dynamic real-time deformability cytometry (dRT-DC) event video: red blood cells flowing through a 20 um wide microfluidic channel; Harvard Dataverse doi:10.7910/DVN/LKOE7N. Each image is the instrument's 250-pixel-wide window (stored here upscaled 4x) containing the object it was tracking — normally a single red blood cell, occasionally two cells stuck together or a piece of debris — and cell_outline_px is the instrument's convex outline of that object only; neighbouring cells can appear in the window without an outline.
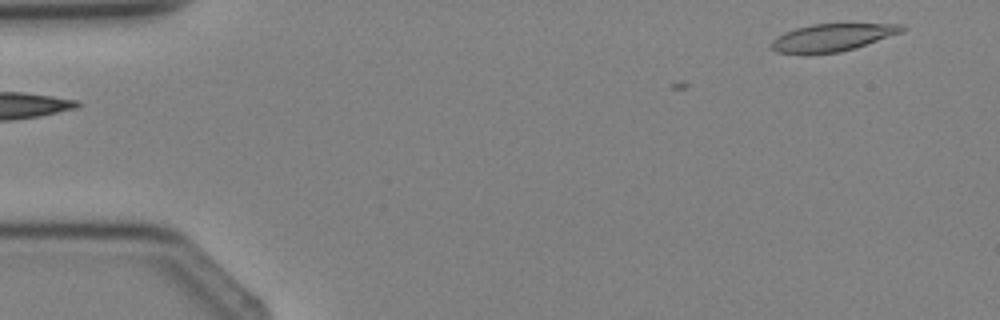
{"species": "Egyptian fruit bat (a non-hibernating species)", "species_latin": "Rousettus aegyptiacus", "temperature_condition": "cold", "stored_images_in_passage": 2, "camera_frame_rate_fps": 3000, "um_per_image_px": 0.085, "animal": {"sex": "female"}, "frame": {"image": 1, "passage_image": 2, "time_ms": 1.0, "image_size_px": [1000, 320], "cell_outline_px": [[908, 28], [904, 32], [840, 52], [776, 52], [768, 44], [776, 36], [784, 32], [796, 28], [812, 24], [904, 24]], "centroid_in_image_um": [70.78, 3.15], "position_along_channel_um": 14.2, "area_um2": 20.52}}